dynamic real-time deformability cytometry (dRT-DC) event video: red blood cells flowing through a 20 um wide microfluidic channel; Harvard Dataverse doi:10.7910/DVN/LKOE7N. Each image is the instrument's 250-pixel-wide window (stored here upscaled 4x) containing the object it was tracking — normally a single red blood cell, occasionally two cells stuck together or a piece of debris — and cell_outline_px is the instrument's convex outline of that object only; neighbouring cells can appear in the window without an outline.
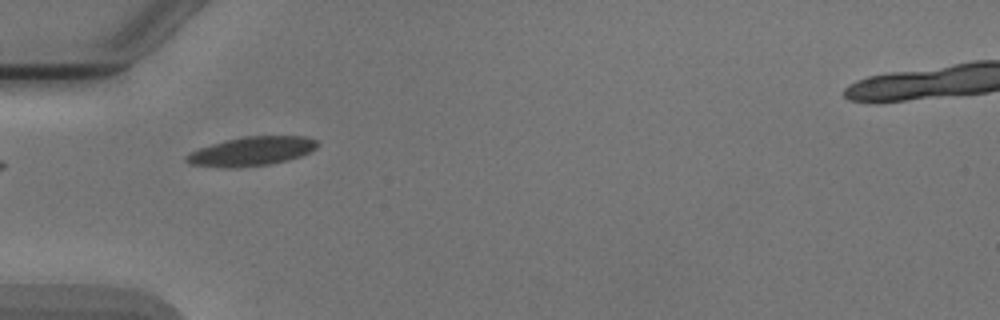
{"species": "Egyptian fruit bat (a non-hibernating species)", "species_latin": "Rousettus aegyptiacus", "temperature_condition": "cold", "stored_images_in_passage": 7, "camera_frame_rate_fps": 3000, "um_per_image_px": 0.085, "animal": {"sex": "male"}, "frame": {"image": 1, "passage_image": 5, "time_ms": 4.667, "image_size_px": [1000, 320], "cell_outline_px": [[316, 148], [300, 156], [288, 160], [268, 164], [188, 164], [184, 160], [184, 156], [188, 152], [224, 140], [244, 136], [304, 136], [316, 140]], "centroid_in_image_um": [21.42, 12.79], "position_along_channel_um": 63.6, "area_um2": 20.87}}
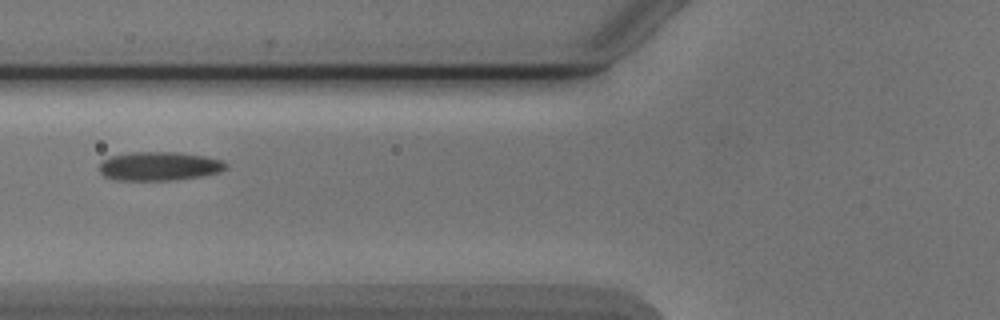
{"frame": {"image": 2, "passage_image": 6, "time_ms": 6.0, "image_size_px": [1000, 320], "cell_outline_px": [[228, 168], [220, 172], [200, 176], [172, 180], [116, 180], [104, 176], [100, 172], [100, 164], [104, 160], [112, 156], [132, 152], [180, 152], [204, 156], [224, 160], [228, 164]], "centroid_in_image_um": [13.59, 14.12], "position_along_channel_um": 112.2, "area_um2": 21.27}}
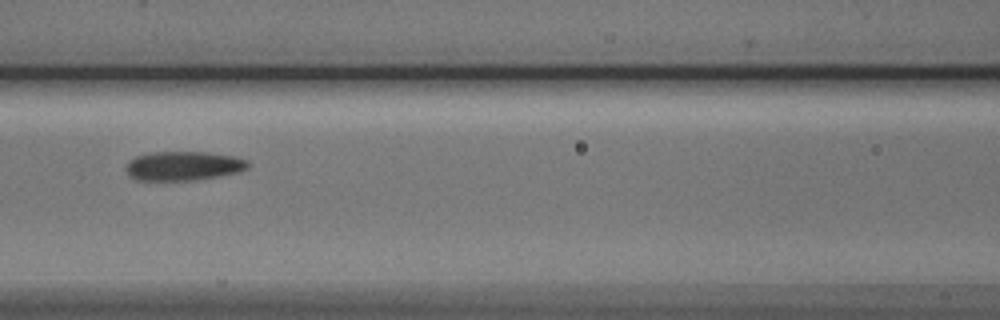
{"frame": {"image": 3, "passage_image": 7, "time_ms": 7.0, "image_size_px": [1000, 320], "cell_outline_px": [[248, 168], [240, 172], [220, 176], [192, 180], [136, 180], [128, 176], [124, 168], [128, 160], [136, 156], [152, 152], [204, 152], [232, 156], [248, 160]], "centroid_in_image_um": [15.54, 14.1], "position_along_channel_um": 151.1, "area_um2": 20.87}}